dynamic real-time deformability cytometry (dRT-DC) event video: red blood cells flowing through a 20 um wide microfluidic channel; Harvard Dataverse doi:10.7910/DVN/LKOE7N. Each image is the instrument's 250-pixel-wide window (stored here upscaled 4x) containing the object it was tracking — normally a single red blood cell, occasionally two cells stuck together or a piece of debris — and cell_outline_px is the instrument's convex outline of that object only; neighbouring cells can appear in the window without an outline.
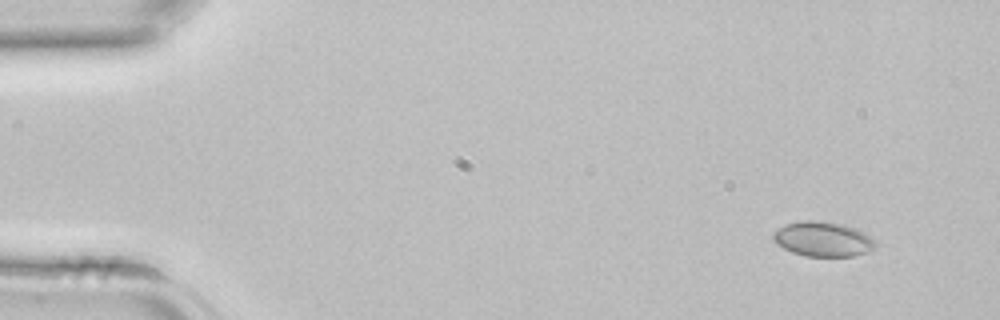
{"species": "common noctule bat (a hibernating species)", "species_latin": "Nyctalus noctula", "temperature_condition": "room temperature", "stored_images_in_passage": 10, "camera_frame_rate_fps": 3000, "um_per_image_px": 0.085, "animal": {"sex": "female", "body_mass_g": 22.7, "forearm_length_mm": 54.2}, "frame": {"image": 1, "passage_image": 1, "time_ms": 0.0, "image_size_px": [1000, 320], "cell_outline_px": [[876, 244], [872, 248], [864, 252], [852, 256], [804, 256], [792, 252], [784, 248], [772, 236], [772, 232], [784, 224], [804, 220], [812, 220], [840, 224], [856, 228], [864, 232]], "centroid_in_image_um": [69.9, 20.31], "position_along_channel_um": 15.1, "area_um2": 20.29}}